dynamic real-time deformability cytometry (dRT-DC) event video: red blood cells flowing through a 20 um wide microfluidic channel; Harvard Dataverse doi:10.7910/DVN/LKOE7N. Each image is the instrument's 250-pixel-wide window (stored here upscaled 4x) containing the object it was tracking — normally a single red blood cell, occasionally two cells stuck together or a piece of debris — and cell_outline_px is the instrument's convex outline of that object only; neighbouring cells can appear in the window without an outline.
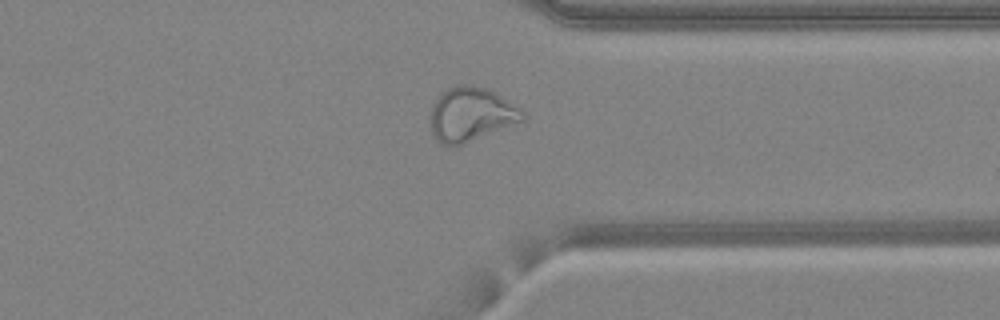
{"species": "common noctule bat (a hibernating species)", "species_latin": "Nyctalus noctula", "temperature_condition": "warm", "stored_images_in_passage": 48, "camera_frame_rate_fps": 3000, "um_per_image_px": 0.085, "animal": {"sex": "female", "body_mass_g": 24.6, "forearm_length_mm": 56.2}, "frame": {"image": 1, "passage_image": 37, "time_ms": 12.0, "image_size_px": [1000, 320], "cell_outline_px": [[524, 120], [464, 144], [440, 144], [436, 140], [432, 132], [428, 120], [428, 116], [432, 104], [448, 88], [460, 84], [468, 84], [488, 88], [496, 92], [516, 104], [524, 112]], "centroid_in_image_um": [40.02, 9.7], "position_along_channel_um": 371.4, "area_um2": 29.25}}
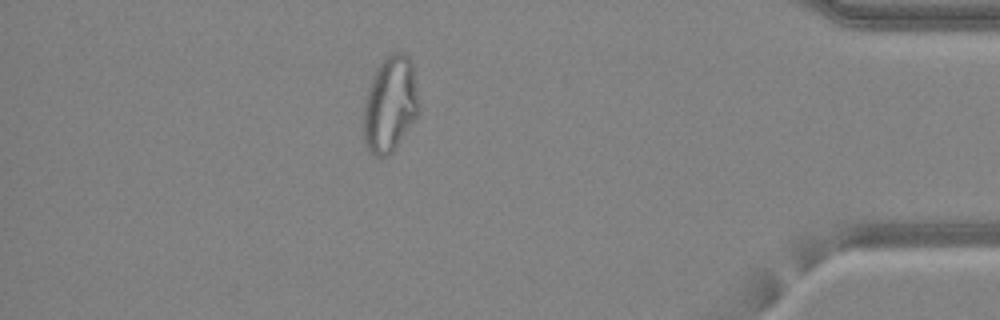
{"frame": {"image": 2, "passage_image": 42, "time_ms": 13.667, "image_size_px": [1000, 320], "cell_outline_px": [[420, 108], [416, 116], [392, 152], [384, 156], [376, 156], [368, 152], [364, 144], [364, 104], [368, 88], [372, 76], [380, 64], [392, 52], [404, 52], [408, 56], [412, 64]], "centroid_in_image_um": [33.15, 8.87], "position_along_channel_um": 402.1, "area_um2": 30.58}}